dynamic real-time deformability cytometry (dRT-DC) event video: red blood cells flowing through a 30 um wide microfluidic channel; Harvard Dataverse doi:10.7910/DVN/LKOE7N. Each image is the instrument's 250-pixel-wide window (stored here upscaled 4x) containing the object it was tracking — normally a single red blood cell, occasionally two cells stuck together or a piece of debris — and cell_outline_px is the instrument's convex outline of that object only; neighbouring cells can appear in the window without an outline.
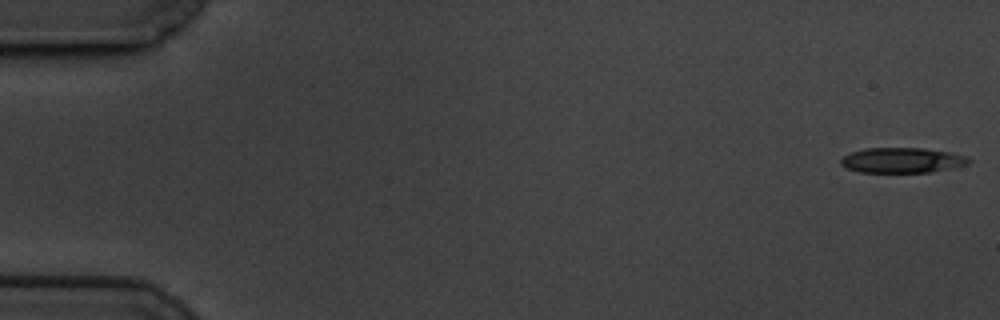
{"species": "common noctule bat (a hibernating species)", "species_latin": "Nyctalus noctula", "temperature_condition": "cold", "stored_images_in_passage": 58, "camera_frame_rate_fps": 3000, "um_per_image_px": 0.085, "animal": {"sex": "male", "body_mass_g": 19.5, "forearm_length_mm": 54.6}, "frame": {"image": 1, "passage_image": 1, "time_ms": 0.0, "image_size_px": [1000, 320], "cell_outline_px": [[972, 160], [968, 164], [952, 168], [932, 172], [860, 172], [848, 168], [840, 164], [840, 160], [844, 156], [852, 152], [864, 148], [920, 148], [952, 152], [968, 156]], "centroid_in_image_um": [76.73, 13.62], "position_along_channel_um": 8.3, "area_um2": 18.84}}
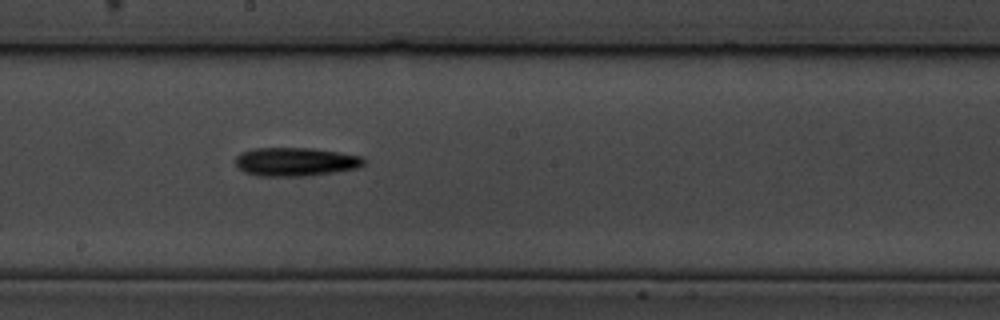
{"frame": {"image": 2, "passage_image": 32, "time_ms": 10.333, "image_size_px": [1000, 320], "cell_outline_px": [[368, 160], [360, 168], [336, 172], [304, 176], [256, 176], [244, 172], [236, 164], [236, 156], [240, 152], [252, 148], [312, 148], [340, 152], [364, 156]], "centroid_in_image_um": [25.17, 13.75], "position_along_channel_um": 223.0, "area_um2": 21.79}}
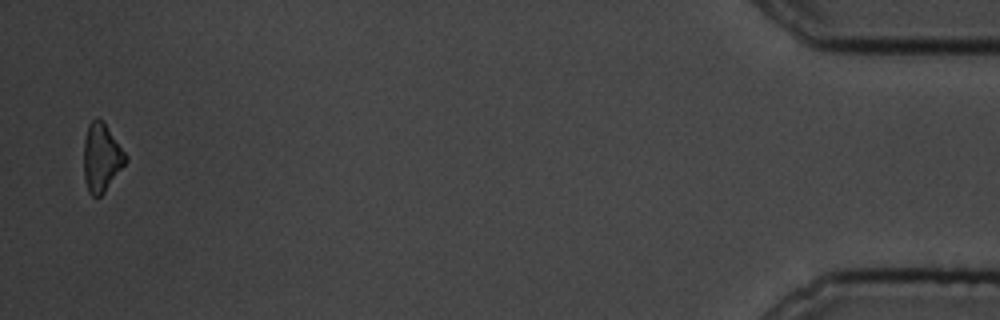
{"frame": {"image": 3, "passage_image": 57, "time_ms": 18.667, "image_size_px": [1000, 320], "cell_outline_px": [[128, 160], [104, 192], [100, 196], [92, 196], [88, 192], [84, 180], [84, 140], [88, 124], [96, 116], [104, 120], [128, 156]], "centroid_in_image_um": [8.63, 13.35], "position_along_channel_um": 426.6, "area_um2": 16.94}, "authors_computed_cell_mechanics": {"area_um2": 19.1029, "velocity_mm_per_s": 3.4508, "shape_relaxation_time_tau1_ms": 2.5127, "shape_relaxation_time_tau2_ms": null, "deformation_change_tau1": 0.0774, "deformation_change_tau2": null}}